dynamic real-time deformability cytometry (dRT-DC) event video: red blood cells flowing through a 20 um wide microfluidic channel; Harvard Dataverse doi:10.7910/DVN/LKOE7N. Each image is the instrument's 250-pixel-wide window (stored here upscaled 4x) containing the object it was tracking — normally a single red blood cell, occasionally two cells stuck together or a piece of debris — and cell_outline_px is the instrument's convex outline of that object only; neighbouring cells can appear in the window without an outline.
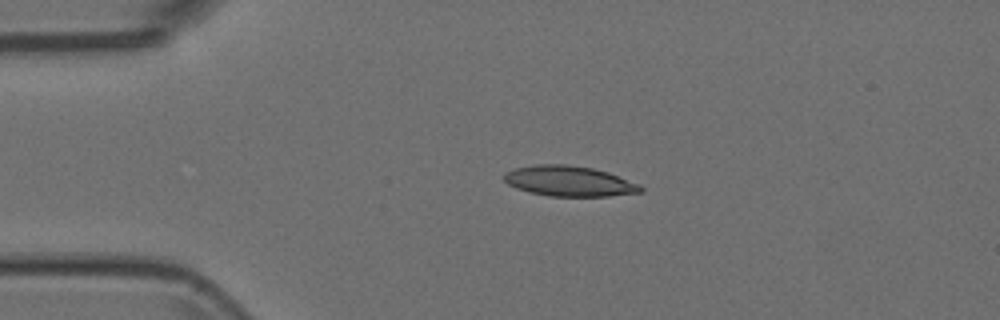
{"species": "Egyptian fruit bat (a non-hibernating species)", "species_latin": "Rousettus aegyptiacus", "temperature_condition": "room temperature", "stored_images_in_passage": 5, "camera_frame_rate_fps": 3000, "um_per_image_px": 0.085, "animal": {"sex": "female"}, "frame": {"image": 1, "passage_image": 4, "time_ms": 1.0, "image_size_px": [1000, 320], "cell_outline_px": [[644, 192], [608, 196], [548, 196], [528, 192], [516, 188], [508, 184], [504, 180], [504, 172], [516, 168], [536, 164], [564, 164], [592, 168], [608, 172], [640, 184], [644, 188]], "centroid_in_image_um": [48.39, 15.4], "position_along_channel_um": 36.6, "area_um2": 24.28}}